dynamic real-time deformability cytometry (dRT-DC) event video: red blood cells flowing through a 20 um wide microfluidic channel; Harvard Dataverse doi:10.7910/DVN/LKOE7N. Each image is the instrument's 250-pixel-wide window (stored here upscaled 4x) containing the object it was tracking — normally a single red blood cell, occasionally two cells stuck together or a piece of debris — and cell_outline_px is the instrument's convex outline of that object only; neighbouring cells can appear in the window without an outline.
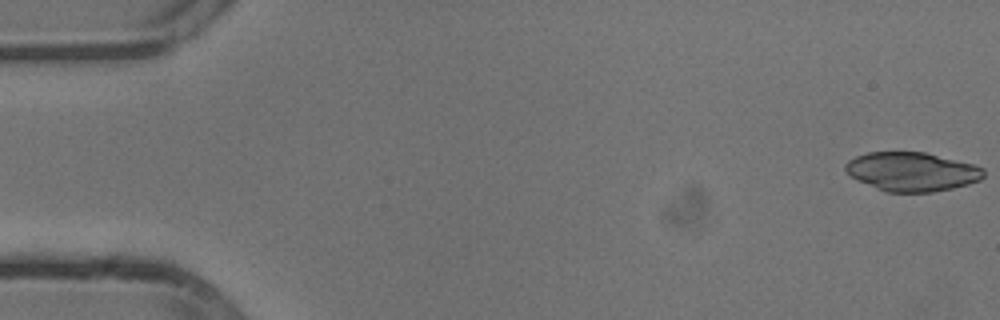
{"species": "common noctule bat (a hibernating species)", "species_latin": "Nyctalus noctula", "temperature_condition": "cold", "stored_images_in_passage": 47, "camera_frame_rate_fps": 3000, "um_per_image_px": 0.085, "animal": {"sex": "male", "body_mass_g": 13.3}, "frame": {"image": 1, "passage_image": 1, "time_ms": 0.0, "image_size_px": [1000, 320], "cell_outline_px": [[984, 176], [980, 180], [968, 184], [952, 188], [932, 192], [888, 192], [876, 188], [852, 176], [844, 168], [844, 164], [848, 160], [856, 156], [868, 152], [924, 152], [972, 164], [984, 168]], "centroid_in_image_um": [77.52, 14.59], "position_along_channel_um": 7.5, "area_um2": 31.04}}